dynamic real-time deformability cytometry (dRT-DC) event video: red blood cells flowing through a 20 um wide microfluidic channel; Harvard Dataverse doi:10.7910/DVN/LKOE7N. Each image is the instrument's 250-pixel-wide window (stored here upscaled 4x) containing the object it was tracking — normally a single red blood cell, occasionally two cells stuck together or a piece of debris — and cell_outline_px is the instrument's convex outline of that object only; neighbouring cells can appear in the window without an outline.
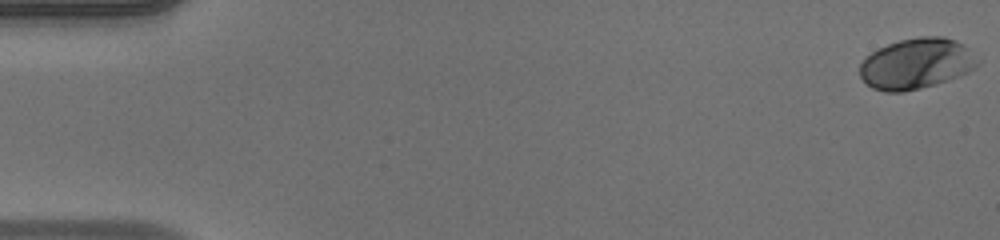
{"species": "human", "species_latin": "Homo sapiens", "temperature_condition": "warm", "stored_images_in_passage": 52, "camera_frame_rate_fps": 3000, "um_per_image_px": 0.085, "donor": {"sex": "male"}, "frame": {"image": 1, "passage_image": 1, "time_ms": 0.0, "image_size_px": [1000, 240], "cell_outline_px": [[980, 64], [968, 72], [948, 80], [936, 84], [904, 92], [884, 92], [872, 88], [860, 76], [860, 64], [872, 52], [888, 44], [900, 40], [920, 36], [944, 36], [956, 40], [964, 44], [980, 60]], "centroid_in_image_um": [77.93, 5.4], "position_along_channel_um": 7.1, "area_um2": 34.85}}
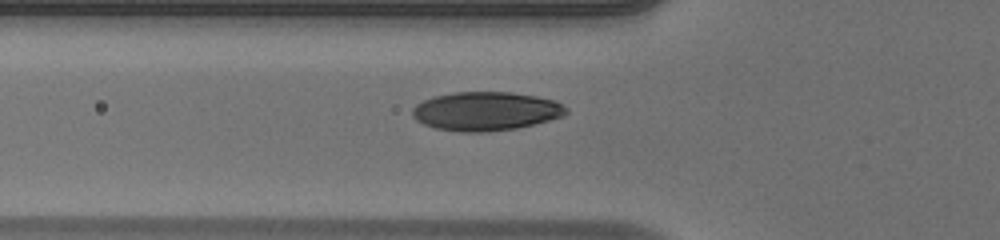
{"frame": {"image": 2, "passage_image": 19, "time_ms": 6.0, "image_size_px": [1000, 240], "cell_outline_px": [[568, 112], [560, 116], [548, 120], [516, 128], [480, 132], [460, 132], [436, 128], [424, 124], [416, 120], [412, 116], [412, 108], [416, 104], [432, 96], [456, 92], [512, 92], [536, 96], [556, 100], [568, 108]], "centroid_in_image_um": [41.27, 9.44], "position_along_channel_um": 84.5, "area_um2": 34.68}}
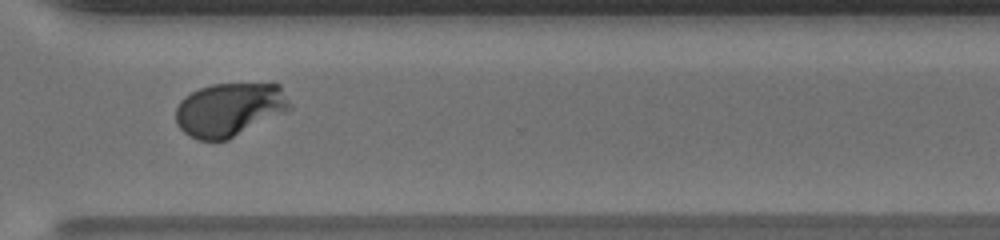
{"frame": {"image": 3, "passage_image": 39, "time_ms": 12.667, "image_size_px": [1000, 240], "cell_outline_px": [[292, 108], [228, 140], [200, 140], [188, 136], [176, 124], [176, 108], [180, 100], [184, 96], [200, 88], [212, 84], [280, 84], [292, 104]], "centroid_in_image_um": [19.49, 9.31], "position_along_channel_um": 351.1, "area_um2": 35.55}, "authors_computed_cell_mechanics": {"area_um2": 34.5066, "velocity_mm_per_s": 3.9908, "shape_relaxation_time_tau1_ms": 2.7183, "shape_relaxation_time_tau2_ms": null, "deformation_change_tau1": 0.1699, "deformation_change_tau2": null}}